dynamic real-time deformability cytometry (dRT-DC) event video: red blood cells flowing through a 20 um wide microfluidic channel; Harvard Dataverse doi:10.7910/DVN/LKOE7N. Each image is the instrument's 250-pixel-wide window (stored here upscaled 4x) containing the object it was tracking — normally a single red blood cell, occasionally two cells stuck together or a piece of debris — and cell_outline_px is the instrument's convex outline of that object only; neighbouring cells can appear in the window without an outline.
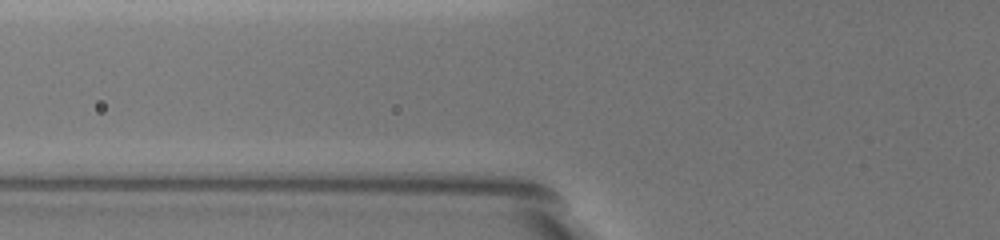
{"species": "common noctule bat (a hibernating species)", "species_latin": "Nyctalus noctula", "temperature_condition": "warm", "stored_images_in_passage": 3, "camera_frame_rate_fps": 3000, "um_per_image_px": 0.085, "animal": {"sex": "female", "body_mass_g": 19.5, "forearm_length_mm": 54.1}, "frame": {"image": 1, "passage_image": 2, "time_ms": 0.333, "image_size_px": [1000, 240], "cell_outline_px": [[704, 168], [688, 180], [680, 180], [624, 124], [596, 80], [592, 64], [592, 60], [600, 56], [688, 148]], "centroid_in_image_um": [54.9, 10.48], "position_along_channel_um": 70.9, "area_um2": 28.26}}